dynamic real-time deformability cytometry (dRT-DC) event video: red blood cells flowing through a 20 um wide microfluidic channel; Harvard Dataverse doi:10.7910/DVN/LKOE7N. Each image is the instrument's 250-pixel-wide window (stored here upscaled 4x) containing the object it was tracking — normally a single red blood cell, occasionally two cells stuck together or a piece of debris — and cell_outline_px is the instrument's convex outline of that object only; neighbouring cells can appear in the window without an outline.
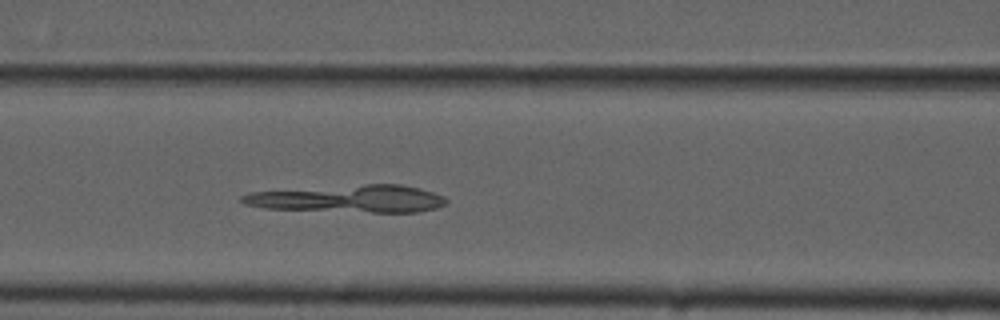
{"species": "common noctule bat (a hibernating species)", "species_latin": "Nyctalus noctula", "temperature_condition": "cold", "stored_images_in_passage": 52, "camera_frame_rate_fps": 3000, "um_per_image_px": 0.085, "animal": {"sex": "male", "forearm_length_mm": 52.5}, "frame": {"image": 1, "passage_image": 21, "time_ms": 6.667, "image_size_px": [1000, 320], "cell_outline_px": [[448, 204], [436, 208], [416, 212], [372, 212], [264, 208], [244, 204], [240, 200], [240, 196], [252, 192], [368, 184], [400, 184], [420, 188], [444, 196], [448, 200]], "centroid_in_image_um": [29.71, 16.89], "position_along_channel_um": 136.9, "area_um2": 32.25}}
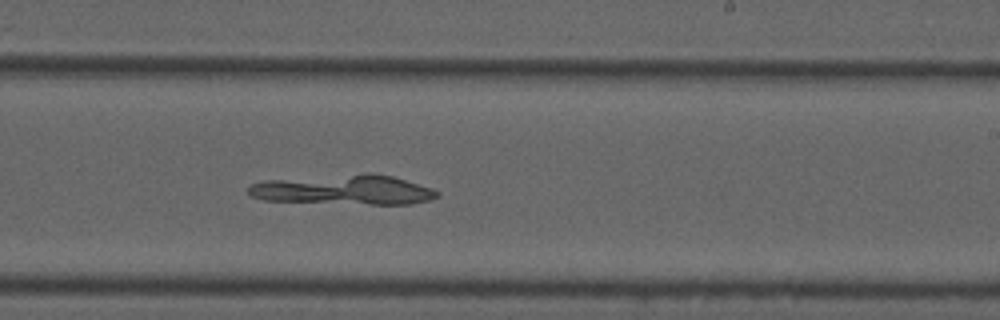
{"frame": {"image": 2, "passage_image": 31, "time_ms": 10.0, "image_size_px": [1000, 320], "cell_outline_px": [[440, 196], [432, 200], [412, 204], [372, 204], [264, 200], [248, 196], [248, 188], [252, 184], [264, 180], [368, 172], [392, 176], [432, 188], [440, 192]], "centroid_in_image_um": [29.26, 16.12], "position_along_channel_um": 259.7, "area_um2": 32.95}}
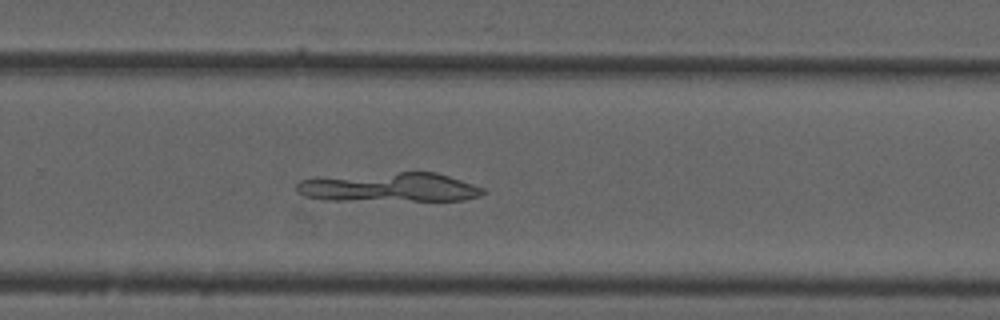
{"frame": {"image": 3, "passage_image": 34, "time_ms": 11.0, "image_size_px": [1000, 320], "cell_outline_px": [[484, 192], [480, 196], [464, 200], [324, 200], [304, 196], [296, 192], [296, 184], [300, 180], [316, 176], [400, 172], [436, 172], [484, 188]], "centroid_in_image_um": [33.0, 15.91], "position_along_channel_um": 296.8, "area_um2": 32.02}}